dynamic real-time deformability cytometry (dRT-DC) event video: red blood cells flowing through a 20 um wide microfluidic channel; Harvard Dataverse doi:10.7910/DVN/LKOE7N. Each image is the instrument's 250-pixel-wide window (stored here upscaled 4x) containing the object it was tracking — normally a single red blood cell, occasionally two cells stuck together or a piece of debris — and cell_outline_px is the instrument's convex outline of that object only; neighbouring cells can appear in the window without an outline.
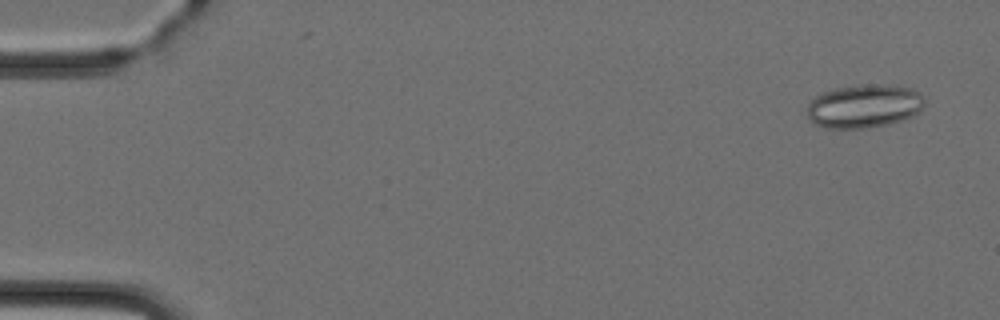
{"species": "Egyptian fruit bat (a non-hibernating species)", "species_latin": "Rousettus aegyptiacus", "temperature_condition": "cold", "stored_images_in_passage": 3, "camera_frame_rate_fps": 3000, "um_per_image_px": 0.085, "animal": {"sex": "female"}, "frame": {"image": 1, "passage_image": 3, "time_ms": 4.0, "image_size_px": [1000, 320], "cell_outline_px": [[924, 108], [912, 116], [900, 120], [868, 128], [824, 128], [808, 120], [808, 104], [820, 92], [836, 88], [884, 84], [892, 84], [912, 88], [920, 92], [924, 96]], "centroid_in_image_um": [73.47, 9.02], "position_along_channel_um": 11.5, "area_um2": 29.71}}